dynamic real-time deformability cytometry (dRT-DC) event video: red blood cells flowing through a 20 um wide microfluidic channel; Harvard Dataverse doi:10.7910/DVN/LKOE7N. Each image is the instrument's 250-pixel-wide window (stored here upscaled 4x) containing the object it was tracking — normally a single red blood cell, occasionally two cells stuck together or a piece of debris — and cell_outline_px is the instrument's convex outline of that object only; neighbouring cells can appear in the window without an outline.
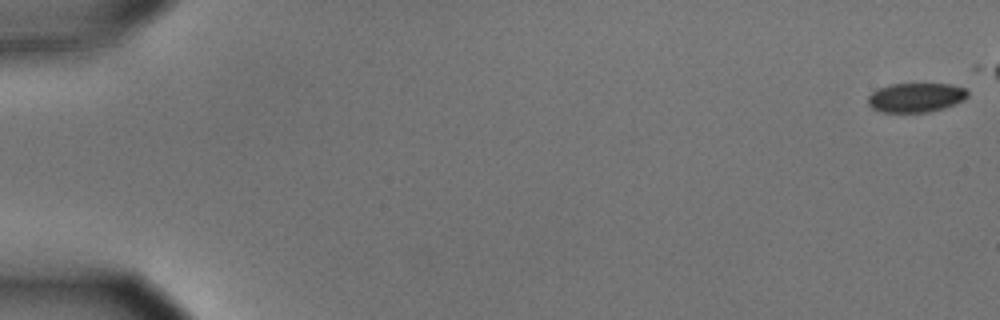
{"species": "common noctule bat (a hibernating species)", "species_latin": "Nyctalus noctula", "temperature_condition": "cold", "stored_images_in_passage": 48, "camera_frame_rate_fps": 3000, "um_per_image_px": 0.085, "animal": {"sex": "male", "body_mass_g": 15.6}, "frame": {"image": 1, "passage_image": 1, "time_ms": 0.0, "image_size_px": [1000, 320], "cell_outline_px": [[968, 96], [964, 100], [944, 108], [928, 112], [880, 112], [872, 108], [868, 104], [868, 96], [872, 92], [880, 88], [892, 84], [948, 84], [964, 88], [968, 92]], "centroid_in_image_um": [77.84, 8.3], "position_along_channel_um": 7.2, "area_um2": 16.94}}
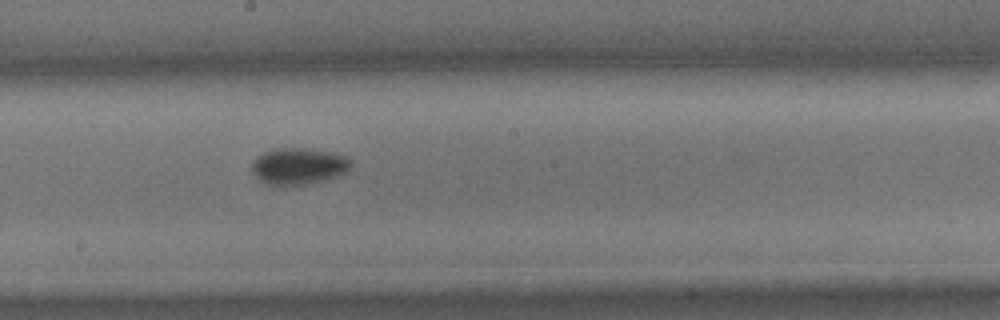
{"frame": {"image": 2, "passage_image": 32, "time_ms": 10.333, "image_size_px": [1000, 320], "cell_outline_px": [[352, 164], [344, 172], [336, 176], [324, 180], [308, 184], [284, 188], [276, 188], [264, 184], [252, 172], [252, 160], [256, 156], [264, 152], [280, 148], [308, 148], [332, 152], [344, 156], [352, 160]], "centroid_in_image_um": [25.31, 14.16], "position_along_channel_um": 222.9, "area_um2": 21.68}}
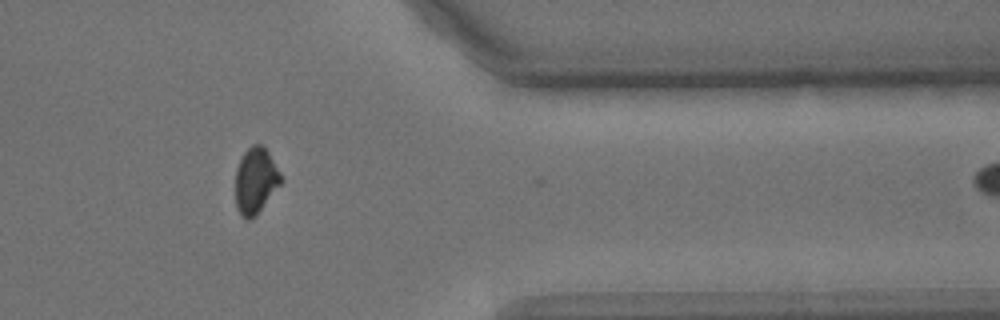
{"frame": {"image": 3, "passage_image": 47, "time_ms": 15.333, "image_size_px": [1000, 320], "cell_outline_px": [[280, 184], [256, 216], [248, 220], [240, 216], [236, 208], [236, 168], [244, 152], [252, 144], [260, 144], [268, 152], [280, 172]], "centroid_in_image_um": [21.7, 15.38], "position_along_channel_um": 389.7, "area_um2": 17.28}, "authors_computed_cell_mechanics": {"area_um2": 18.8717, "velocity_mm_per_s": 3.6203, "shape_relaxation_time_tau1_ms": 2.7602, "shape_relaxation_time_tau2_ms": null, "deformation_change_tau1": 0.0881, "deformation_change_tau2": null}}